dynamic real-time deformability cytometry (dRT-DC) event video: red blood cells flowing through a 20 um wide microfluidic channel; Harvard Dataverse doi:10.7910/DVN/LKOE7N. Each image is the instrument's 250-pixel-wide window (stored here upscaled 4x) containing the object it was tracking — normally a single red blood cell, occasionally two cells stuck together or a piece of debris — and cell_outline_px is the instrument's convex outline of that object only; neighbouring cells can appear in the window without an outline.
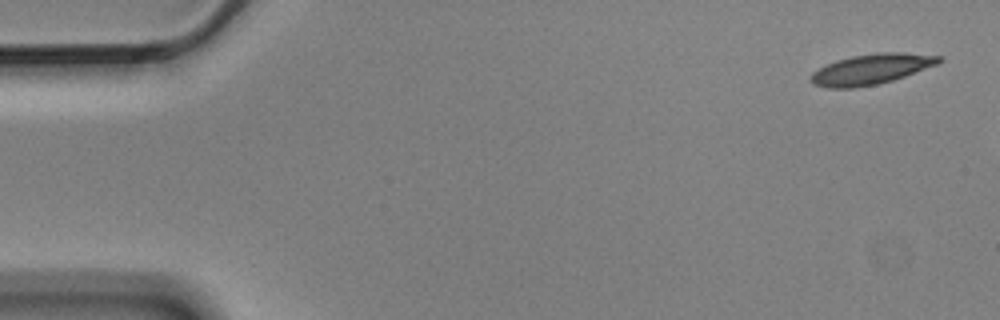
{"species": "Egyptian fruit bat (a non-hibernating species)", "species_latin": "Rousettus aegyptiacus", "temperature_condition": "cold", "stored_images_in_passage": 4, "segment_of_instrument_passage": [1, 2], "camera_frame_rate_fps": 3000, "um_per_image_px": 0.085, "animal": {"sex": "male"}, "frame": {"image": 1, "passage_image": 1, "time_ms": 0.0, "image_size_px": [1000, 320], "cell_outline_px": [[944, 60], [936, 64], [904, 76], [892, 80], [876, 84], [852, 88], [828, 88], [812, 84], [812, 72], [836, 60], [852, 56], [876, 52], [904, 52], [940, 56]], "centroid_in_image_um": [74.05, 5.87], "position_along_channel_um": 10.9, "area_um2": 22.37}}
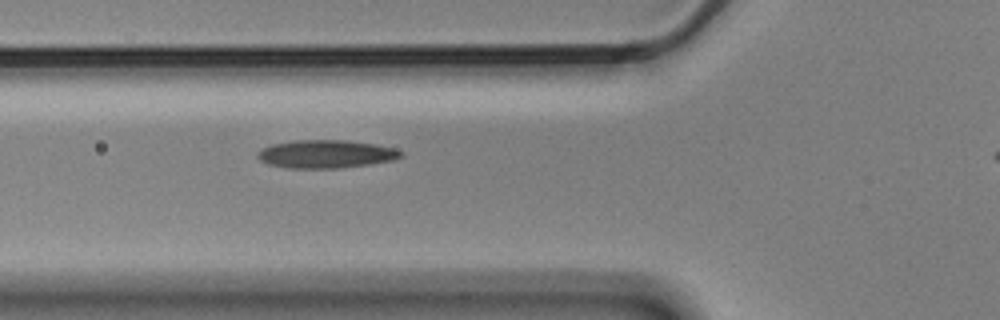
{"frame": {"image": 2, "passage_image": 3, "time_ms": 0.667, "image_size_px": [1000, 320], "cell_outline_px": [[404, 156], [396, 160], [340, 168], [288, 168], [268, 164], [260, 160], [256, 156], [256, 152], [272, 144], [296, 140], [348, 140], [376, 144], [392, 148], [404, 152]], "centroid_in_image_um": [27.73, 13.09], "position_along_channel_um": 98.1, "area_um2": 23.58}}